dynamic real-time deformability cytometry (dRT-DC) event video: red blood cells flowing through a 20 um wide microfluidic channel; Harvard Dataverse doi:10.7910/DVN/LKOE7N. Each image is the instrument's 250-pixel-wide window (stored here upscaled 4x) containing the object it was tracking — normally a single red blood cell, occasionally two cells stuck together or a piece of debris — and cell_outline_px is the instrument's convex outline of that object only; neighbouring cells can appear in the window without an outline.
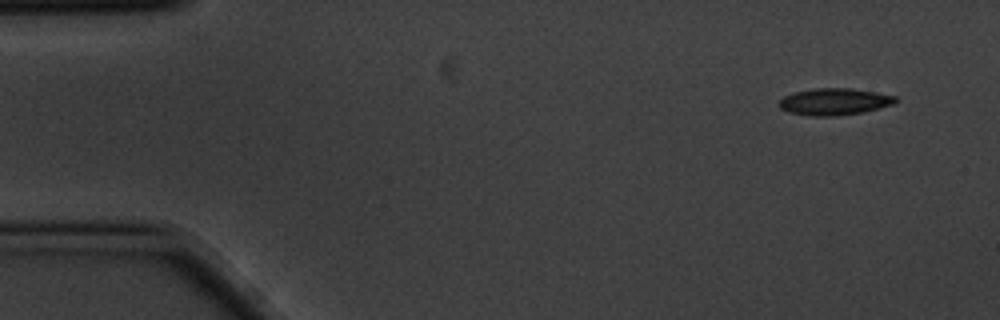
{"species": "common noctule bat (a hibernating species)", "species_latin": "Nyctalus noctula", "temperature_condition": "cold", "stored_images_in_passage": 5, "camera_frame_rate_fps": 3000, "um_per_image_px": 0.085, "animal": {"sex": "male", "body_mass_g": 20.1, "forearm_length_mm": 53.5}, "frame": {"image": 1, "passage_image": 1, "time_ms": 0.0, "image_size_px": [1000, 320], "cell_outline_px": [[896, 100], [892, 104], [880, 108], [864, 112], [836, 116], [812, 116], [788, 112], [780, 108], [780, 100], [784, 96], [796, 92], [816, 88], [852, 88], [876, 92], [896, 96]], "centroid_in_image_um": [70.93, 8.64], "position_along_channel_um": 14.1, "area_um2": 18.09}}
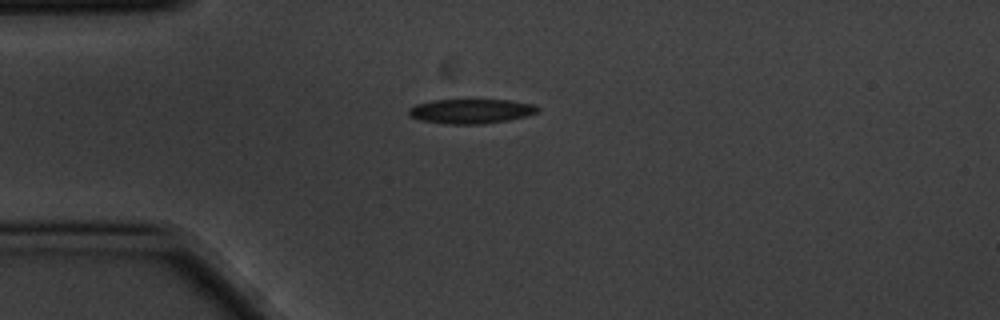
{"frame": {"image": 2, "passage_image": 4, "time_ms": 1.0, "image_size_px": [1000, 320], "cell_outline_px": [[540, 108], [536, 112], [528, 116], [508, 120], [480, 124], [448, 124], [420, 120], [408, 116], [408, 108], [416, 104], [432, 100], [512, 100], [536, 104]], "centroid_in_image_um": [40.04, 9.45], "position_along_channel_um": 45.0, "area_um2": 18.61}}